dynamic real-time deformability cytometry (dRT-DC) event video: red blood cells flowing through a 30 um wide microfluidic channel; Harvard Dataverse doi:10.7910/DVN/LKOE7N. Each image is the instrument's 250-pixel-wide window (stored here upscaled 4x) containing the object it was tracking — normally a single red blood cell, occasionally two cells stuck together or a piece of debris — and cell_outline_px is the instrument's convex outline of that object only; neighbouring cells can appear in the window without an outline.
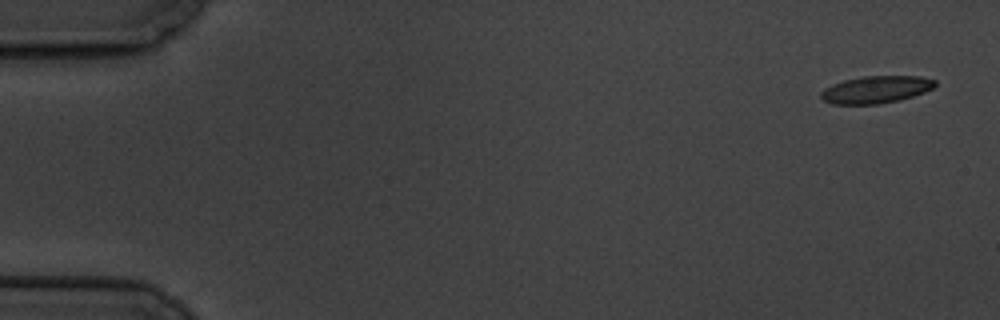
{"species": "common noctule bat (a hibernating species)", "species_latin": "Nyctalus noctula", "temperature_condition": "cold", "stored_images_in_passage": 6, "camera_frame_rate_fps": 3000, "um_per_image_px": 0.085, "animal": {"sex": "male", "body_mass_g": 19.5, "forearm_length_mm": 54.6}, "frame": {"image": 1, "passage_image": 1, "time_ms": 0.0, "image_size_px": [1000, 320], "cell_outline_px": [[936, 84], [932, 88], [924, 92], [900, 100], [876, 104], [832, 104], [824, 100], [820, 96], [820, 92], [824, 88], [832, 84], [844, 80], [864, 76], [920, 76], [936, 80]], "centroid_in_image_um": [74.44, 7.61], "position_along_channel_um": 10.6, "area_um2": 18.09}}
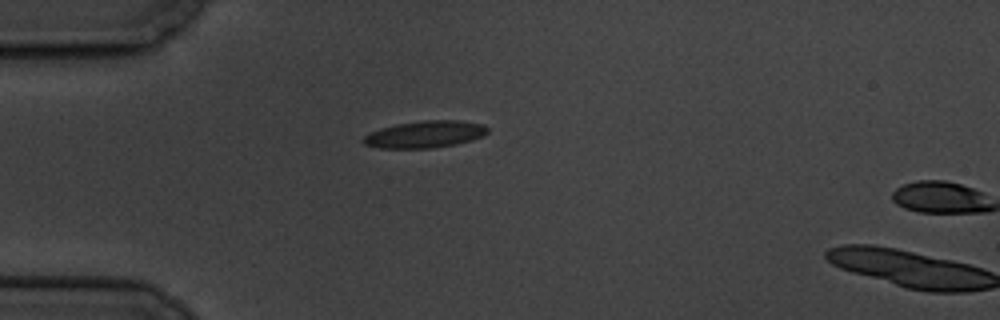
{"frame": {"image": 2, "passage_image": 5, "time_ms": 4.667, "image_size_px": [1000, 320], "cell_outline_px": [[488, 132], [484, 136], [472, 140], [456, 144], [432, 148], [380, 148], [364, 144], [360, 140], [364, 136], [380, 128], [396, 124], [424, 120], [460, 120], [484, 124], [488, 128]], "centroid_in_image_um": [36.15, 11.41], "position_along_channel_um": 48.9, "area_um2": 19.65}}